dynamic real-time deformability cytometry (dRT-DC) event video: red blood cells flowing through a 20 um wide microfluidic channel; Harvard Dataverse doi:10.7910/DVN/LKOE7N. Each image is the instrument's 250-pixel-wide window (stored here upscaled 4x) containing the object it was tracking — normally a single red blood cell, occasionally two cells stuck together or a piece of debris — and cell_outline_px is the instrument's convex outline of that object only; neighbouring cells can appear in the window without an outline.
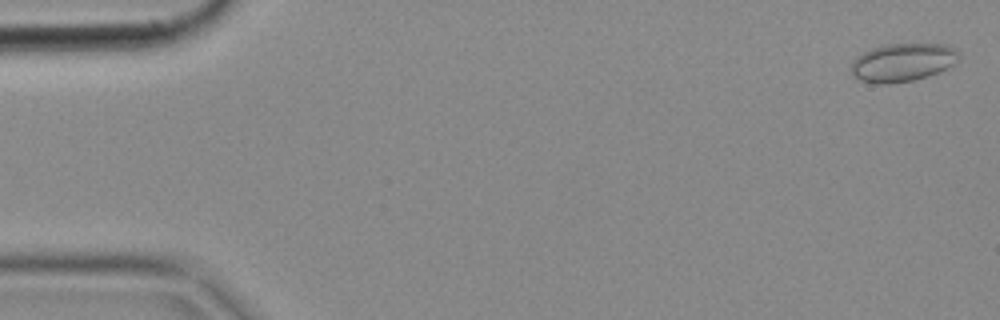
{"species": "common noctule bat (a hibernating species)", "species_latin": "Nyctalus noctula", "temperature_condition": "cold", "stored_images_in_passage": 5, "camera_frame_rate_fps": 3000, "um_per_image_px": 0.085, "animal": {"sex": "female", "body_mass_g": 18.4}, "frame": {"image": 1, "passage_image": 1, "time_ms": 0.0, "image_size_px": [1000, 320], "cell_outline_px": [[960, 56], [948, 68], [928, 76], [912, 80], [888, 84], [876, 84], [860, 80], [852, 72], [852, 60], [856, 56], [872, 48], [884, 44], [944, 44], [956, 48], [960, 52]], "centroid_in_image_um": [76.74, 5.29], "position_along_channel_um": 8.3, "area_um2": 23.99}}
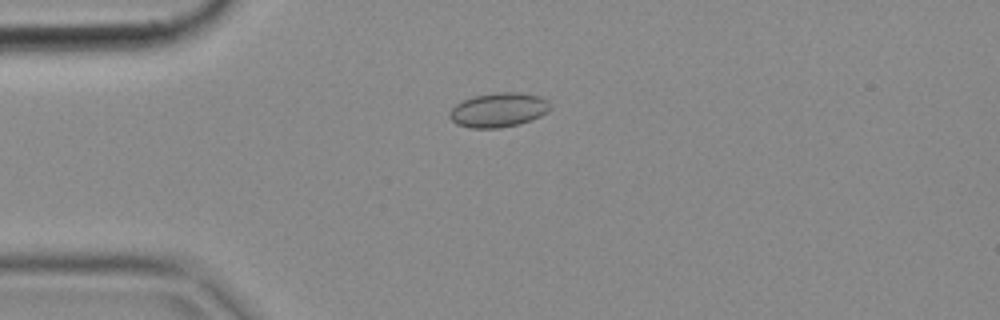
{"frame": {"image": 2, "passage_image": 4, "time_ms": 1.0, "image_size_px": [1000, 320], "cell_outline_px": [[552, 108], [548, 112], [540, 116], [516, 124], [500, 128], [468, 128], [456, 124], [448, 116], [448, 112], [456, 104], [464, 100], [476, 96], [496, 92], [520, 92], [540, 96], [548, 100], [552, 104]], "centroid_in_image_um": [42.39, 9.34], "position_along_channel_um": 42.6, "area_um2": 20.23}}